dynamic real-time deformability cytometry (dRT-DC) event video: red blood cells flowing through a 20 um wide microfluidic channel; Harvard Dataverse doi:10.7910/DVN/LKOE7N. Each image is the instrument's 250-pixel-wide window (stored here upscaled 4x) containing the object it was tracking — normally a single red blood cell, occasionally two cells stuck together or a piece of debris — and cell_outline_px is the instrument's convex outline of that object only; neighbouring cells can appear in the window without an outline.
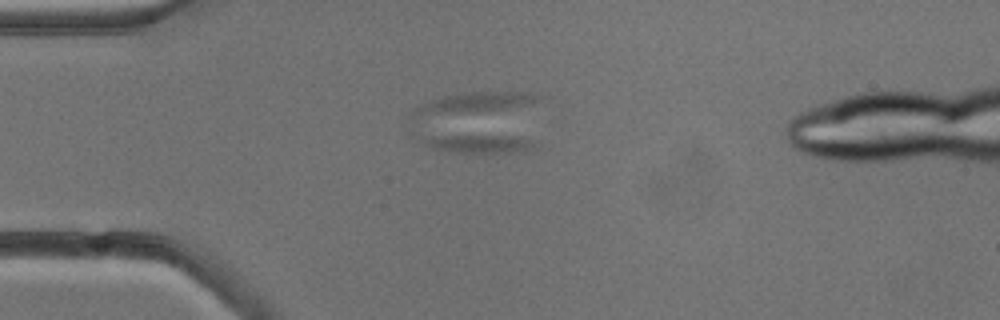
{"species": "common noctule bat (a hibernating species)", "species_latin": "Nyctalus noctula", "temperature_condition": "cold", "stored_images_in_passage": 4, "camera_frame_rate_fps": 3000, "um_per_image_px": 0.085, "animal": {"sex": "male", "body_mass_g": 13.3}, "frame": {"image": 1, "passage_image": 2, "time_ms": 1.0, "image_size_px": [1000, 320], "cell_outline_px": [[544, 96], [536, 148], [508, 152], [464, 152], [432, 148], [412, 136], [408, 132], [408, 112], [432, 100], [444, 96], [464, 92], [524, 92]], "centroid_in_image_um": [40.71, 10.36], "position_along_channel_um": 44.3, "area_um2": 50.86}}